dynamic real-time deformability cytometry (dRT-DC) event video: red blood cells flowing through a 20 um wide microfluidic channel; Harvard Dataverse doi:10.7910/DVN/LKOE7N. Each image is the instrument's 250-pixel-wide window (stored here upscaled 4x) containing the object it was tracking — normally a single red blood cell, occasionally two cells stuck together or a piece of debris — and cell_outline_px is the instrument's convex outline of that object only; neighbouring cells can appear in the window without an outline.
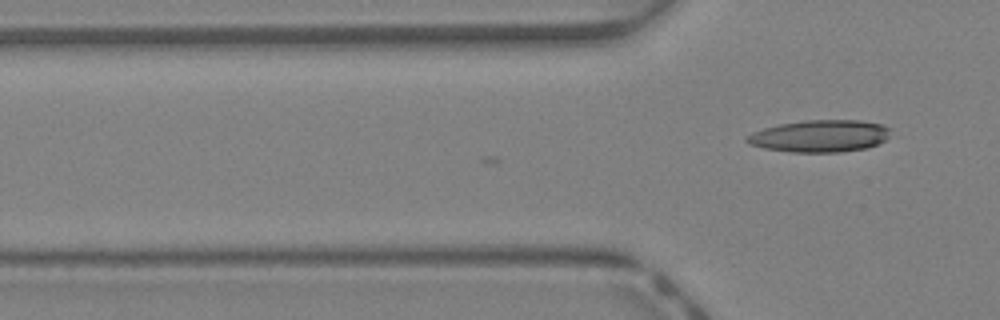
{"species": "Egyptian fruit bat (a non-hibernating species)", "species_latin": "Rousettus aegyptiacus", "temperature_condition": "warm", "stored_images_in_passage": 3, "camera_frame_rate_fps": 3000, "um_per_image_px": 0.085, "animal": {"sex": "female"}, "frame": {"image": 1, "passage_image": 3, "time_ms": 0.667, "image_size_px": [1000, 320], "cell_outline_px": [[888, 136], [884, 140], [868, 148], [840, 152], [788, 152], [764, 148], [748, 144], [744, 140], [752, 132], [764, 128], [780, 124], [804, 120], [860, 120], [880, 124], [888, 128]], "centroid_in_image_um": [69.65, 11.57], "position_along_channel_um": 56.2, "area_um2": 26.76}}